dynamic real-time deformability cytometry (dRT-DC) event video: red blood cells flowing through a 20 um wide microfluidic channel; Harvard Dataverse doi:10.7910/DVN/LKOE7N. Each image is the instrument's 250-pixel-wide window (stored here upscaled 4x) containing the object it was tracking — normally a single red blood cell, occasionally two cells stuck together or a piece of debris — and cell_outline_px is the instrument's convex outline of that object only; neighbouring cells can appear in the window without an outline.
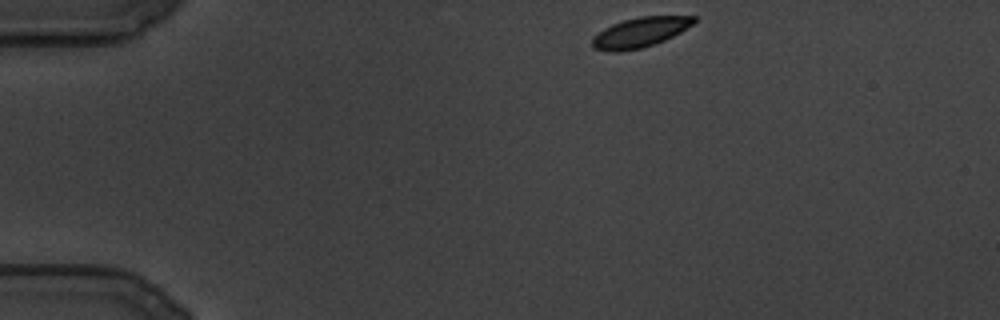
{"species": "common noctule bat (a hibernating species)", "species_latin": "Nyctalus noctula", "temperature_condition": "cold", "stored_images_in_passage": 101, "camera_frame_rate_fps": 3000, "um_per_image_px": 0.085, "animal": {"sex": "male", "body_mass_g": 19.5, "forearm_length_mm": 54.6}, "frame": {"image": 1, "passage_image": 1, "time_ms": 0.0, "image_size_px": [1000, 320], "cell_outline_px": [[696, 20], [692, 24], [680, 32], [664, 40], [640, 48], [620, 52], [612, 52], [592, 48], [592, 36], [604, 28], [612, 24], [624, 20], [640, 16], [696, 16]], "centroid_in_image_um": [54.36, 2.75], "position_along_channel_um": 30.6, "area_um2": 17.57}}
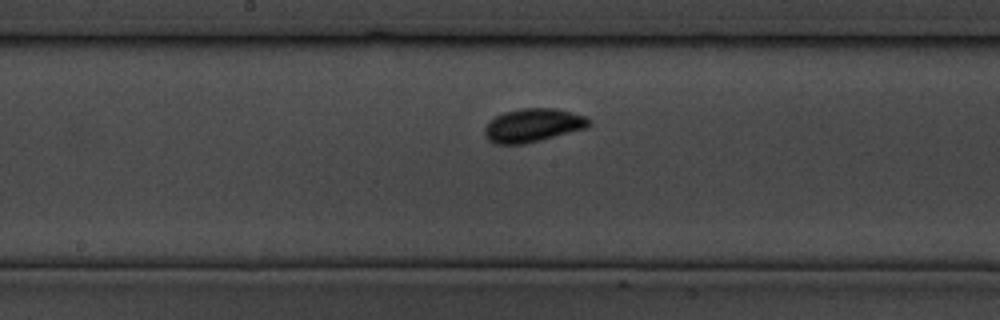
{"frame": {"image": 2, "passage_image": 44, "time_ms": 14.333, "image_size_px": [1000, 320], "cell_outline_px": [[592, 124], [588, 128], [524, 144], [496, 144], [488, 140], [484, 136], [484, 128], [496, 116], [504, 112], [524, 108], [552, 108], [588, 116], [592, 120]], "centroid_in_image_um": [45.34, 10.65], "position_along_channel_um": 202.9, "area_um2": 20.4}}
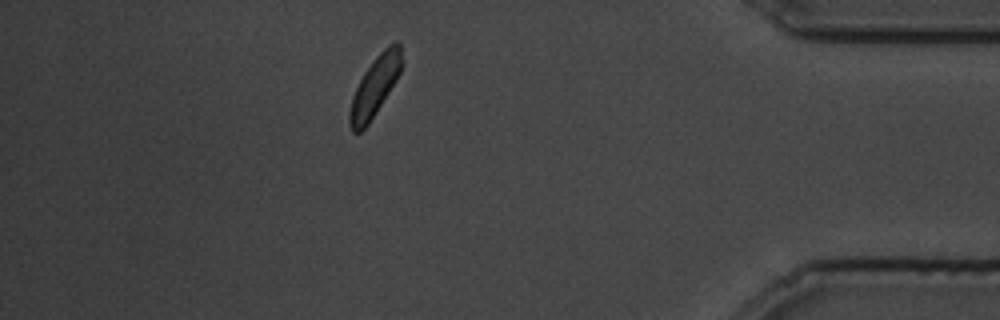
{"frame": {"image": 3, "passage_image": 87, "time_ms": 28.667, "image_size_px": [1000, 320], "cell_outline_px": [[404, 64], [396, 80], [376, 112], [368, 124], [360, 132], [352, 132], [348, 124], [348, 112], [352, 96], [364, 72], [376, 56], [388, 44], [396, 40], [400, 44]], "centroid_in_image_um": [31.87, 7.32], "position_along_channel_um": 403.3, "area_um2": 18.21}}